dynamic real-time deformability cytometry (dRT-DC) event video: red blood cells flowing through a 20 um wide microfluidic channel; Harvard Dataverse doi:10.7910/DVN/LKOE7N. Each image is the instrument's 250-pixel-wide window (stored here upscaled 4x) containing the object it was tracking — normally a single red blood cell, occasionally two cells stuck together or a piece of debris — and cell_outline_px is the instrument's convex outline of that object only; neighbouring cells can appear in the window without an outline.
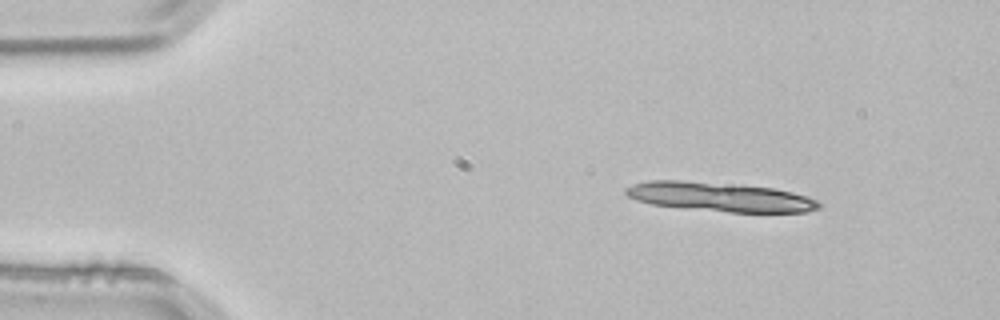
{"species": "common noctule bat (a hibernating species)", "species_latin": "Nyctalus noctula", "temperature_condition": "room temperature", "stored_images_in_passage": 3, "camera_frame_rate_fps": 3000, "um_per_image_px": 0.085, "animal": {"sex": "male", "body_mass_g": 21.5, "forearm_length_mm": 52.0}, "frame": {"image": 1, "passage_image": 1, "time_ms": 0.0, "image_size_px": [1000, 320], "cell_outline_px": [[820, 208], [808, 212], [728, 212], [684, 208], [652, 204], [636, 200], [628, 196], [624, 192], [624, 188], [632, 184], [648, 180], [680, 180], [772, 188], [792, 192], [808, 196], [816, 200], [820, 204]], "centroid_in_image_um": [61.16, 16.74], "position_along_channel_um": 23.8, "area_um2": 32.66}}